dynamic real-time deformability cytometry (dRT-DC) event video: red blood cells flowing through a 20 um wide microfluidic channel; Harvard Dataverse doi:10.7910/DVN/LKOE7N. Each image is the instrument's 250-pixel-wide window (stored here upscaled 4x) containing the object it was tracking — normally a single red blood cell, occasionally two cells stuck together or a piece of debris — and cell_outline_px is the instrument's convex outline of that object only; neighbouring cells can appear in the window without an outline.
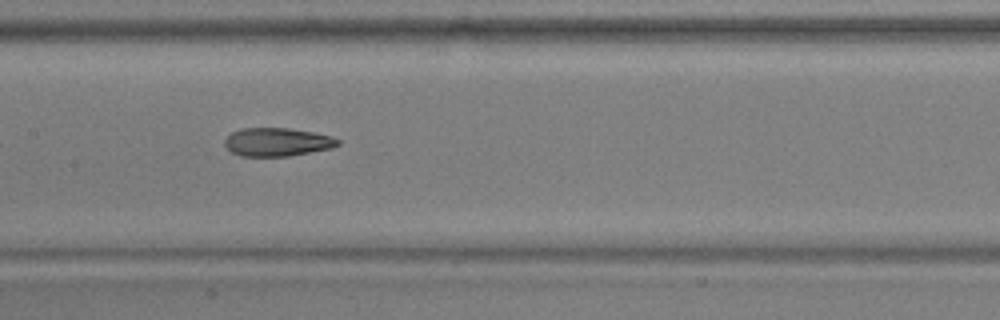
{"species": "common noctule bat (a hibernating species)", "species_latin": "Nyctalus noctula", "temperature_condition": "warm", "stored_images_in_passage": 31, "camera_frame_rate_fps": 3000, "um_per_image_px": 0.085, "animal": {"sex": "male", "body_mass_g": 17.9, "forearm_length_mm": 54.2}, "frame": {"image": 1, "passage_image": 10, "time_ms": 3.0, "image_size_px": [1000, 320], "cell_outline_px": [[340, 144], [332, 148], [288, 156], [240, 156], [232, 152], [224, 144], [224, 140], [232, 132], [240, 128], [288, 128], [316, 132], [332, 136], [340, 140]], "centroid_in_image_um": [23.58, 12.06], "position_along_channel_um": 183.8, "area_um2": 18.79}, "authors_computed_cell_mechanics": {"area_um2": 19.4208, "velocity_mm_per_s": 3.8897, "shape_relaxation_time_tau1_ms": 5.705, "shape_relaxation_time_tau2_ms": 2.235, "deformation_change_tau1": 0.2102, "deformation_change_tau2": 0.1138}}